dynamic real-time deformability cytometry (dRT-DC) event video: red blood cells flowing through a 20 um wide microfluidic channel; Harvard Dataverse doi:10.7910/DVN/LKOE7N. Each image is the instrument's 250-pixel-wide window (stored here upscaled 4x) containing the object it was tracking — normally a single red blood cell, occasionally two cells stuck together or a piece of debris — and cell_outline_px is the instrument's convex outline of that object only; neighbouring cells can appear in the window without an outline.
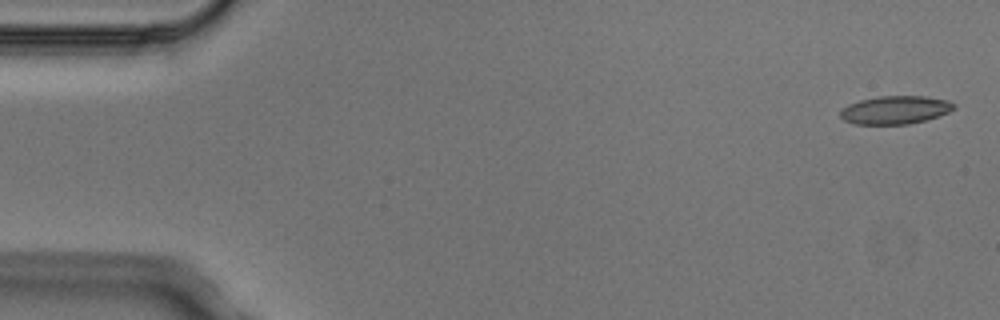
{"species": "Egyptian fruit bat (a non-hibernating species)", "species_latin": "Rousettus aegyptiacus", "temperature_condition": "cold", "stored_images_in_passage": 5, "camera_frame_rate_fps": 3000, "um_per_image_px": 0.085, "animal": {"sex": "male"}, "frame": {"image": 1, "passage_image": 1, "time_ms": 0.0, "image_size_px": [1000, 320], "cell_outline_px": [[956, 108], [948, 112], [924, 120], [908, 124], [856, 124], [844, 120], [840, 116], [840, 108], [848, 104], [860, 100], [880, 96], [924, 96], [948, 100], [956, 104]], "centroid_in_image_um": [76.08, 9.33], "position_along_channel_um": 8.9, "area_um2": 18.61}}
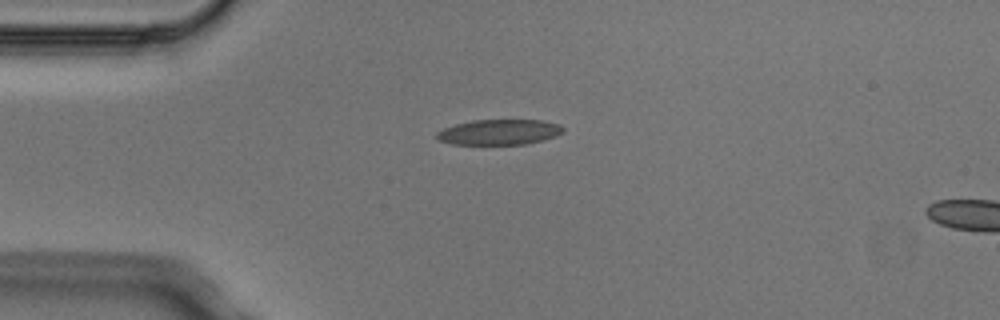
{"frame": {"image": 2, "passage_image": 4, "time_ms": 1.0, "image_size_px": [1000, 320], "cell_outline_px": [[564, 132], [556, 136], [544, 140], [524, 144], [452, 144], [440, 140], [436, 136], [436, 132], [444, 128], [456, 124], [472, 120], [544, 120], [560, 124], [564, 128]], "centroid_in_image_um": [42.48, 11.22], "position_along_channel_um": 42.5, "area_um2": 18.73}}